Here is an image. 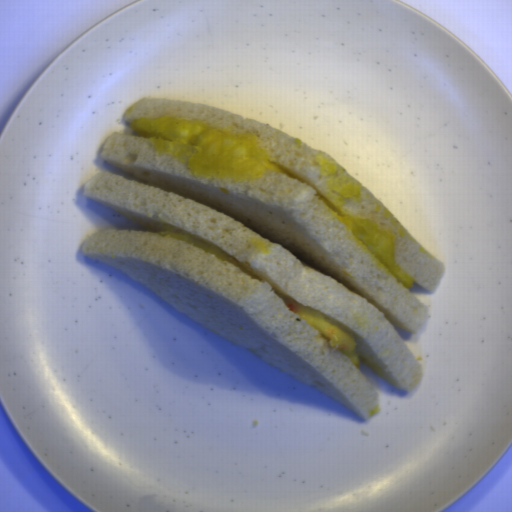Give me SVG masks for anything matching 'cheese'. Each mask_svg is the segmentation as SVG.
Instances as JSON below:
<instances>
[{
    "mask_svg": "<svg viewBox=\"0 0 512 512\" xmlns=\"http://www.w3.org/2000/svg\"><path fill=\"white\" fill-rule=\"evenodd\" d=\"M130 126L155 152L179 161L198 177L245 184L268 172L285 174L251 133L195 118L133 119Z\"/></svg>",
    "mask_w": 512,
    "mask_h": 512,
    "instance_id": "obj_1",
    "label": "cheese"
},
{
    "mask_svg": "<svg viewBox=\"0 0 512 512\" xmlns=\"http://www.w3.org/2000/svg\"><path fill=\"white\" fill-rule=\"evenodd\" d=\"M349 233L362 244L399 283L409 288L413 278L397 263L395 237L372 219L341 218Z\"/></svg>",
    "mask_w": 512,
    "mask_h": 512,
    "instance_id": "obj_2",
    "label": "cheese"
}]
</instances>
